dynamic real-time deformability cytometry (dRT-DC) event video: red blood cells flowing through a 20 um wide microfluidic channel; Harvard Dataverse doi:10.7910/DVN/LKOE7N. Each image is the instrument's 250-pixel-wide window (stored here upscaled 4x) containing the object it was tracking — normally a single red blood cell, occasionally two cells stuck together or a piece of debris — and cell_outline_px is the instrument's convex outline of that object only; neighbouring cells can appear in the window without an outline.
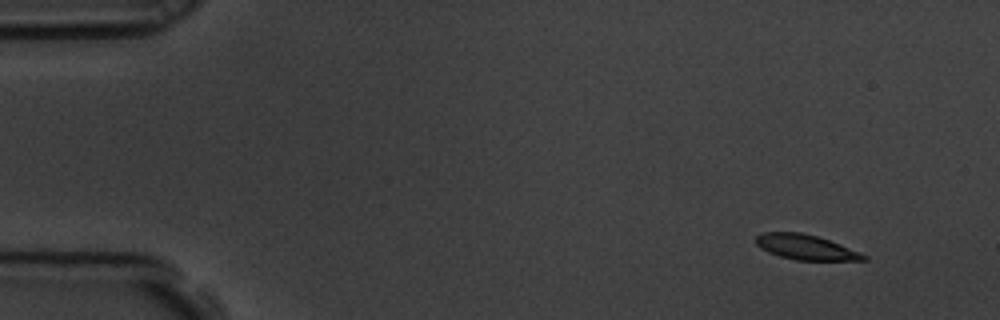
{"species": "common noctule bat (a hibernating species)", "species_latin": "Nyctalus noctula", "temperature_condition": "room temperature", "stored_images_in_passage": 4, "camera_frame_rate_fps": 3000, "um_per_image_px": 0.085, "animal": {"sex": "male", "body_mass_g": 19.5, "forearm_length_mm": 54.6}, "frame": {"image": 1, "passage_image": 1, "time_ms": 0.0, "image_size_px": [1000, 320], "cell_outline_px": [[868, 260], [796, 260], [780, 256], [768, 252], [760, 248], [756, 244], [756, 236], [760, 232], [800, 232], [816, 236], [840, 244], [860, 252], [868, 256]], "centroid_in_image_um": [68.47, 21.01], "position_along_channel_um": 16.5, "area_um2": 15.66}}